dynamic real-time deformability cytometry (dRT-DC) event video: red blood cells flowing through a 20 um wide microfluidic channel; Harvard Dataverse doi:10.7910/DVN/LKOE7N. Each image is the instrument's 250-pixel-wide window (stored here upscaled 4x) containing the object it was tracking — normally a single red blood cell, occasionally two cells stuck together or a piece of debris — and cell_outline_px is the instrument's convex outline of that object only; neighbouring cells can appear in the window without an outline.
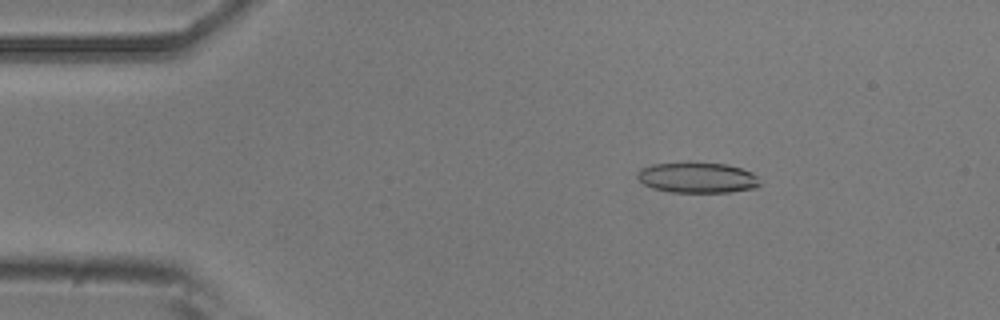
{"species": "common noctule bat (a hibernating species)", "species_latin": "Nyctalus noctula", "temperature_condition": "room temperature", "stored_images_in_passage": 51, "camera_frame_rate_fps": 3000, "um_per_image_px": 0.085, "animal": {"sex": "male", "body_mass_g": 20.5, "forearm_length_mm": 52.5}, "frame": {"image": 1, "passage_image": 8, "time_ms": 2.333, "image_size_px": [1000, 320], "cell_outline_px": [[760, 184], [756, 188], [728, 192], [672, 192], [652, 188], [644, 184], [636, 176], [640, 168], [652, 164], [688, 160], [728, 164], [752, 172], [756, 176]], "centroid_in_image_um": [59.24, 15.06], "position_along_channel_um": 25.8, "area_um2": 22.43}}
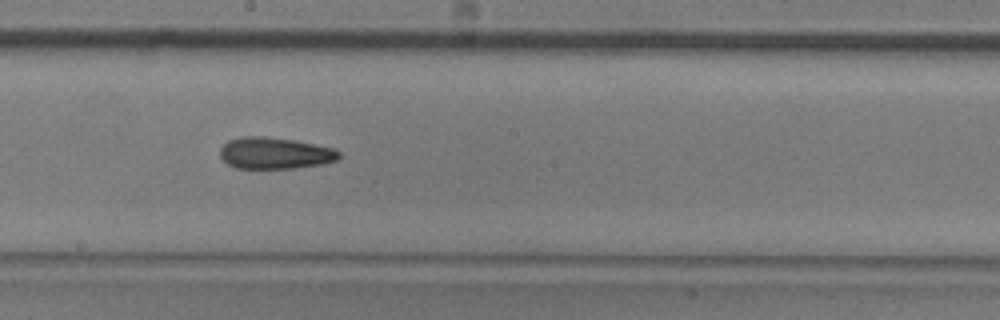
{"frame": {"image": 2, "passage_image": 28, "time_ms": 9.0, "image_size_px": [1000, 320], "cell_outline_px": [[340, 156], [336, 160], [324, 164], [296, 168], [236, 168], [228, 164], [220, 156], [220, 148], [228, 140], [240, 136], [264, 136], [296, 140], [332, 148], [340, 152]], "centroid_in_image_um": [23.35, 13.01], "position_along_channel_um": 224.8, "area_um2": 21.96}}
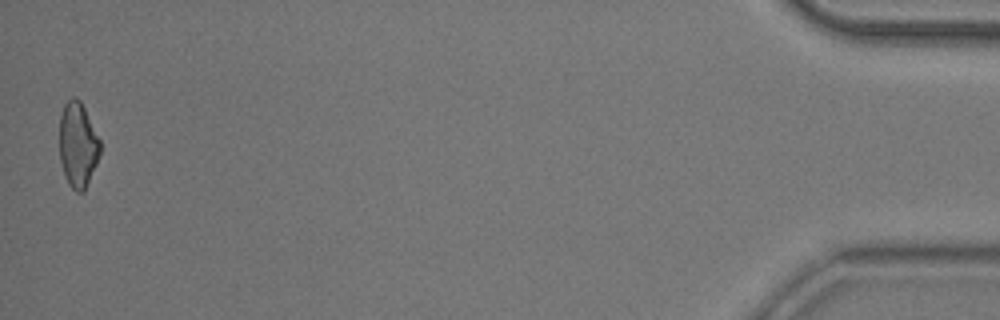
{"frame": {"image": 3, "passage_image": 51, "time_ms": 16.667, "image_size_px": [1000, 320], "cell_outline_px": [[100, 156], [84, 192], [76, 192], [68, 184], [60, 160], [60, 116], [64, 104], [72, 96], [76, 96], [80, 100], [100, 140]], "centroid_in_image_um": [6.62, 12.31], "position_along_channel_um": 428.6, "area_um2": 20.11}, "authors_computed_cell_mechanics": {"area_um2": 21.7906, "velocity_mm_per_s": 3.8949, "shape_relaxation_time_tau1_ms": 9.9692, "shape_relaxation_time_tau2_ms": 5.0407, "deformation_change_tau1": 0.1919, "deformation_change_tau2": 0.1444}}